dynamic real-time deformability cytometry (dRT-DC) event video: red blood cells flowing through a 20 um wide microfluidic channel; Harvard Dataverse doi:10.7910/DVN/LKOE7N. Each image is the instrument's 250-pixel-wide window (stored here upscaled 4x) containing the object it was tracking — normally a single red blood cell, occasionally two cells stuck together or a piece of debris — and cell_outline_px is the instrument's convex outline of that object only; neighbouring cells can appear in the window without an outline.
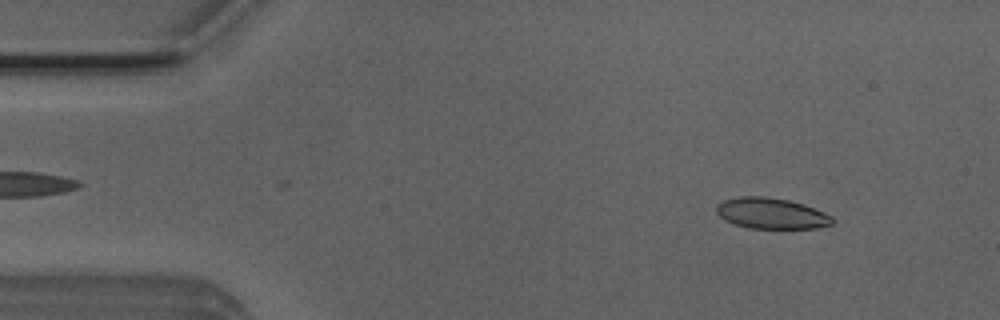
{"species": "Egyptian fruit bat (a non-hibernating species)", "species_latin": "Rousettus aegyptiacus", "temperature_condition": "room temperature", "stored_images_in_passage": 51, "camera_frame_rate_fps": 3000, "um_per_image_px": 0.085, "animal": {"sex": "male"}, "frame": {"image": 1, "passage_image": 5, "time_ms": 1.333, "image_size_px": [1000, 320], "cell_outline_px": [[832, 220], [828, 224], [808, 228], [756, 228], [740, 224], [728, 220], [720, 212], [720, 204], [728, 200], [784, 200], [800, 204], [812, 208], [828, 216]], "centroid_in_image_um": [65.67, 18.21], "position_along_channel_um": 19.3, "area_um2": 17.98}}
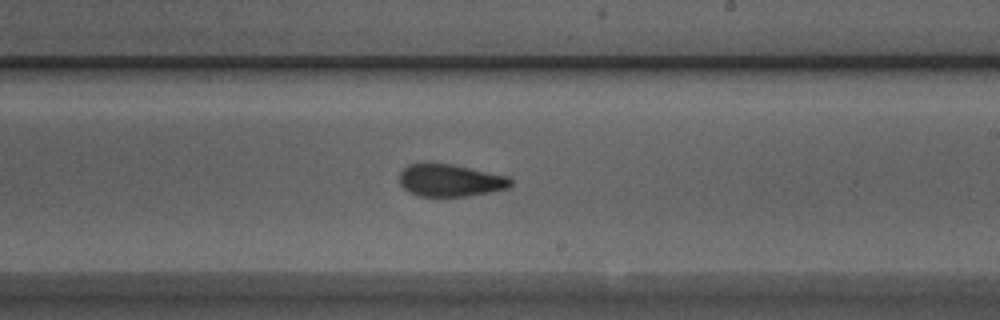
{"frame": {"image": 2, "passage_image": 29, "time_ms": 9.333, "image_size_px": [1000, 320], "cell_outline_px": [[512, 180], [508, 184], [500, 188], [480, 192], [456, 196], [428, 196], [416, 192], [408, 188], [400, 180], [400, 176], [412, 164], [444, 164], [464, 168], [500, 176]], "centroid_in_image_um": [38.19, 15.33], "position_along_channel_um": 250.8, "area_um2": 18.38}}
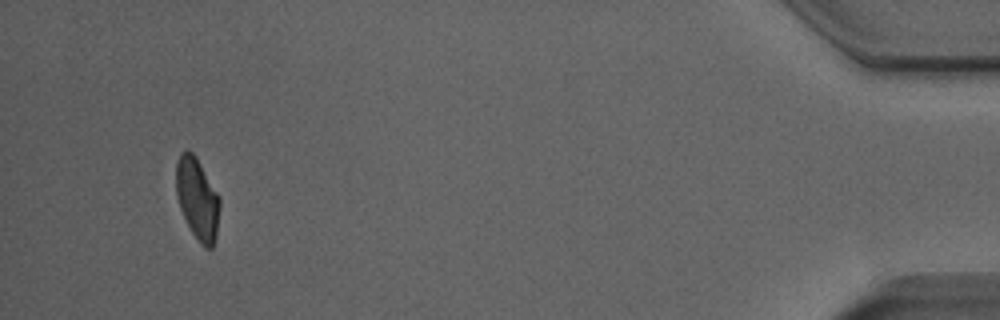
{"frame": {"image": 3, "passage_image": 48, "time_ms": 15.667, "image_size_px": [1000, 320], "cell_outline_px": [[216, 228], [212, 248], [208, 248], [196, 236], [188, 224], [184, 216], [180, 204], [176, 188], [176, 164], [180, 156], [184, 152], [188, 152], [196, 160], [216, 196]], "centroid_in_image_um": [16.69, 16.91], "position_along_channel_um": 418.5, "area_um2": 18.21}}